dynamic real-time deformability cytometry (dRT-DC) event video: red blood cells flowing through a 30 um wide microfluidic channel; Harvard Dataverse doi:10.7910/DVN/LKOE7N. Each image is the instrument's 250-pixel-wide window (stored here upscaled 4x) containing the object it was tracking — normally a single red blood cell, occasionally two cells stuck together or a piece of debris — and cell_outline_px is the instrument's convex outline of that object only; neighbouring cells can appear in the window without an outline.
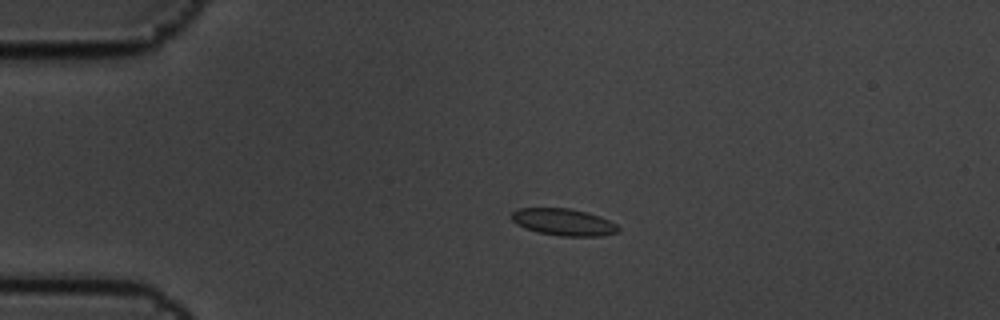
{"species": "common noctule bat (a hibernating species)", "species_latin": "Nyctalus noctula", "temperature_condition": "cold", "stored_images_in_passage": 5, "camera_frame_rate_fps": 3000, "um_per_image_px": 0.085, "animal": {"sex": "male", "body_mass_g": 19.5, "forearm_length_mm": 54.6}, "frame": {"image": 1, "passage_image": 4, "time_ms": 1.0, "image_size_px": [1000, 320], "cell_outline_px": [[620, 232], [600, 236], [560, 236], [536, 232], [524, 228], [516, 224], [512, 220], [512, 212], [516, 208], [568, 208], [588, 212], [600, 216], [616, 224], [620, 228]], "centroid_in_image_um": [47.9, 18.88], "position_along_channel_um": 37.1, "area_um2": 16.94}}